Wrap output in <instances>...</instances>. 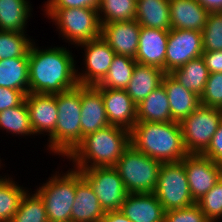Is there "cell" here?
I'll return each instance as SVG.
<instances>
[{
	"instance_id": "cell-1",
	"label": "cell",
	"mask_w": 222,
	"mask_h": 222,
	"mask_svg": "<svg viewBox=\"0 0 222 222\" xmlns=\"http://www.w3.org/2000/svg\"><path fill=\"white\" fill-rule=\"evenodd\" d=\"M71 54L64 47L39 50L32 42L28 52L29 93L54 95L76 87L78 69Z\"/></svg>"
},
{
	"instance_id": "cell-2",
	"label": "cell",
	"mask_w": 222,
	"mask_h": 222,
	"mask_svg": "<svg viewBox=\"0 0 222 222\" xmlns=\"http://www.w3.org/2000/svg\"><path fill=\"white\" fill-rule=\"evenodd\" d=\"M130 143L138 151L161 163L182 161L188 153L178 122H137L130 130Z\"/></svg>"
},
{
	"instance_id": "cell-3",
	"label": "cell",
	"mask_w": 222,
	"mask_h": 222,
	"mask_svg": "<svg viewBox=\"0 0 222 222\" xmlns=\"http://www.w3.org/2000/svg\"><path fill=\"white\" fill-rule=\"evenodd\" d=\"M130 145L128 129L108 125L87 134L67 158L73 160L75 169L115 166Z\"/></svg>"
},
{
	"instance_id": "cell-4",
	"label": "cell",
	"mask_w": 222,
	"mask_h": 222,
	"mask_svg": "<svg viewBox=\"0 0 222 222\" xmlns=\"http://www.w3.org/2000/svg\"><path fill=\"white\" fill-rule=\"evenodd\" d=\"M58 118L54 130V154L69 156L82 142L81 85L56 94Z\"/></svg>"
},
{
	"instance_id": "cell-5",
	"label": "cell",
	"mask_w": 222,
	"mask_h": 222,
	"mask_svg": "<svg viewBox=\"0 0 222 222\" xmlns=\"http://www.w3.org/2000/svg\"><path fill=\"white\" fill-rule=\"evenodd\" d=\"M161 164L130 145L114 167L128 194L154 193Z\"/></svg>"
},
{
	"instance_id": "cell-6",
	"label": "cell",
	"mask_w": 222,
	"mask_h": 222,
	"mask_svg": "<svg viewBox=\"0 0 222 222\" xmlns=\"http://www.w3.org/2000/svg\"><path fill=\"white\" fill-rule=\"evenodd\" d=\"M68 42L79 45L101 37L98 10L91 8L44 9Z\"/></svg>"
},
{
	"instance_id": "cell-7",
	"label": "cell",
	"mask_w": 222,
	"mask_h": 222,
	"mask_svg": "<svg viewBox=\"0 0 222 222\" xmlns=\"http://www.w3.org/2000/svg\"><path fill=\"white\" fill-rule=\"evenodd\" d=\"M222 120V109L200 105L180 122L183 144L188 154H202L210 145Z\"/></svg>"
},
{
	"instance_id": "cell-8",
	"label": "cell",
	"mask_w": 222,
	"mask_h": 222,
	"mask_svg": "<svg viewBox=\"0 0 222 222\" xmlns=\"http://www.w3.org/2000/svg\"><path fill=\"white\" fill-rule=\"evenodd\" d=\"M62 175L56 173L36 191L45 205L48 220L71 221L76 192V169Z\"/></svg>"
},
{
	"instance_id": "cell-9",
	"label": "cell",
	"mask_w": 222,
	"mask_h": 222,
	"mask_svg": "<svg viewBox=\"0 0 222 222\" xmlns=\"http://www.w3.org/2000/svg\"><path fill=\"white\" fill-rule=\"evenodd\" d=\"M165 211L185 208L196 203L190 193L183 163H162L154 190Z\"/></svg>"
},
{
	"instance_id": "cell-10",
	"label": "cell",
	"mask_w": 222,
	"mask_h": 222,
	"mask_svg": "<svg viewBox=\"0 0 222 222\" xmlns=\"http://www.w3.org/2000/svg\"><path fill=\"white\" fill-rule=\"evenodd\" d=\"M78 170L98 197L104 212L120 210L128 193L114 166Z\"/></svg>"
},
{
	"instance_id": "cell-11",
	"label": "cell",
	"mask_w": 222,
	"mask_h": 222,
	"mask_svg": "<svg viewBox=\"0 0 222 222\" xmlns=\"http://www.w3.org/2000/svg\"><path fill=\"white\" fill-rule=\"evenodd\" d=\"M203 54L202 32L185 29H170L165 56V73L182 67Z\"/></svg>"
},
{
	"instance_id": "cell-12",
	"label": "cell",
	"mask_w": 222,
	"mask_h": 222,
	"mask_svg": "<svg viewBox=\"0 0 222 222\" xmlns=\"http://www.w3.org/2000/svg\"><path fill=\"white\" fill-rule=\"evenodd\" d=\"M181 162L195 202L199 201L222 178V165L202 154H188Z\"/></svg>"
},
{
	"instance_id": "cell-13",
	"label": "cell",
	"mask_w": 222,
	"mask_h": 222,
	"mask_svg": "<svg viewBox=\"0 0 222 222\" xmlns=\"http://www.w3.org/2000/svg\"><path fill=\"white\" fill-rule=\"evenodd\" d=\"M77 46L85 47L86 66L84 74L76 73L78 85H98L105 78L116 53L102 37L81 43Z\"/></svg>"
},
{
	"instance_id": "cell-14",
	"label": "cell",
	"mask_w": 222,
	"mask_h": 222,
	"mask_svg": "<svg viewBox=\"0 0 222 222\" xmlns=\"http://www.w3.org/2000/svg\"><path fill=\"white\" fill-rule=\"evenodd\" d=\"M25 101L33 133H49L48 149L54 153V130L58 118L56 94L28 93Z\"/></svg>"
},
{
	"instance_id": "cell-15",
	"label": "cell",
	"mask_w": 222,
	"mask_h": 222,
	"mask_svg": "<svg viewBox=\"0 0 222 222\" xmlns=\"http://www.w3.org/2000/svg\"><path fill=\"white\" fill-rule=\"evenodd\" d=\"M140 29L135 19L101 24V37L116 54L135 59Z\"/></svg>"
},
{
	"instance_id": "cell-16",
	"label": "cell",
	"mask_w": 222,
	"mask_h": 222,
	"mask_svg": "<svg viewBox=\"0 0 222 222\" xmlns=\"http://www.w3.org/2000/svg\"><path fill=\"white\" fill-rule=\"evenodd\" d=\"M103 97L104 107L110 125L129 131L137 123V105L125 89L97 88Z\"/></svg>"
},
{
	"instance_id": "cell-17",
	"label": "cell",
	"mask_w": 222,
	"mask_h": 222,
	"mask_svg": "<svg viewBox=\"0 0 222 222\" xmlns=\"http://www.w3.org/2000/svg\"><path fill=\"white\" fill-rule=\"evenodd\" d=\"M168 34V30L141 27L136 62L158 67L165 72Z\"/></svg>"
},
{
	"instance_id": "cell-18",
	"label": "cell",
	"mask_w": 222,
	"mask_h": 222,
	"mask_svg": "<svg viewBox=\"0 0 222 222\" xmlns=\"http://www.w3.org/2000/svg\"><path fill=\"white\" fill-rule=\"evenodd\" d=\"M81 130L83 138L109 124L101 92L95 86L81 85Z\"/></svg>"
},
{
	"instance_id": "cell-19",
	"label": "cell",
	"mask_w": 222,
	"mask_h": 222,
	"mask_svg": "<svg viewBox=\"0 0 222 222\" xmlns=\"http://www.w3.org/2000/svg\"><path fill=\"white\" fill-rule=\"evenodd\" d=\"M120 212L132 222H164L165 210L154 193L127 194Z\"/></svg>"
},
{
	"instance_id": "cell-20",
	"label": "cell",
	"mask_w": 222,
	"mask_h": 222,
	"mask_svg": "<svg viewBox=\"0 0 222 222\" xmlns=\"http://www.w3.org/2000/svg\"><path fill=\"white\" fill-rule=\"evenodd\" d=\"M105 212L98 197L94 194L89 183L76 169L75 201L71 211L72 222H100Z\"/></svg>"
},
{
	"instance_id": "cell-21",
	"label": "cell",
	"mask_w": 222,
	"mask_h": 222,
	"mask_svg": "<svg viewBox=\"0 0 222 222\" xmlns=\"http://www.w3.org/2000/svg\"><path fill=\"white\" fill-rule=\"evenodd\" d=\"M167 93L172 120L180 123L200 105V97L184 88L169 73H165L161 83Z\"/></svg>"
},
{
	"instance_id": "cell-22",
	"label": "cell",
	"mask_w": 222,
	"mask_h": 222,
	"mask_svg": "<svg viewBox=\"0 0 222 222\" xmlns=\"http://www.w3.org/2000/svg\"><path fill=\"white\" fill-rule=\"evenodd\" d=\"M208 14L197 0H170L171 29L202 32Z\"/></svg>"
},
{
	"instance_id": "cell-23",
	"label": "cell",
	"mask_w": 222,
	"mask_h": 222,
	"mask_svg": "<svg viewBox=\"0 0 222 222\" xmlns=\"http://www.w3.org/2000/svg\"><path fill=\"white\" fill-rule=\"evenodd\" d=\"M164 75L165 72L158 67L136 62L132 77L125 91L132 101L138 105L153 90L161 85Z\"/></svg>"
},
{
	"instance_id": "cell-24",
	"label": "cell",
	"mask_w": 222,
	"mask_h": 222,
	"mask_svg": "<svg viewBox=\"0 0 222 222\" xmlns=\"http://www.w3.org/2000/svg\"><path fill=\"white\" fill-rule=\"evenodd\" d=\"M135 20L141 27L171 29L170 0H136Z\"/></svg>"
},
{
	"instance_id": "cell-25",
	"label": "cell",
	"mask_w": 222,
	"mask_h": 222,
	"mask_svg": "<svg viewBox=\"0 0 222 222\" xmlns=\"http://www.w3.org/2000/svg\"><path fill=\"white\" fill-rule=\"evenodd\" d=\"M169 100L161 84L137 105V122H172Z\"/></svg>"
},
{
	"instance_id": "cell-26",
	"label": "cell",
	"mask_w": 222,
	"mask_h": 222,
	"mask_svg": "<svg viewBox=\"0 0 222 222\" xmlns=\"http://www.w3.org/2000/svg\"><path fill=\"white\" fill-rule=\"evenodd\" d=\"M0 87L29 93L28 53L23 57L0 60Z\"/></svg>"
},
{
	"instance_id": "cell-27",
	"label": "cell",
	"mask_w": 222,
	"mask_h": 222,
	"mask_svg": "<svg viewBox=\"0 0 222 222\" xmlns=\"http://www.w3.org/2000/svg\"><path fill=\"white\" fill-rule=\"evenodd\" d=\"M184 88L194 92L199 97L203 94L209 71L201 57L195 58L182 67L169 73Z\"/></svg>"
},
{
	"instance_id": "cell-28",
	"label": "cell",
	"mask_w": 222,
	"mask_h": 222,
	"mask_svg": "<svg viewBox=\"0 0 222 222\" xmlns=\"http://www.w3.org/2000/svg\"><path fill=\"white\" fill-rule=\"evenodd\" d=\"M30 7L27 0H0V31L25 32Z\"/></svg>"
},
{
	"instance_id": "cell-29",
	"label": "cell",
	"mask_w": 222,
	"mask_h": 222,
	"mask_svg": "<svg viewBox=\"0 0 222 222\" xmlns=\"http://www.w3.org/2000/svg\"><path fill=\"white\" fill-rule=\"evenodd\" d=\"M135 65V59L115 54L105 78L95 87L125 89L130 82Z\"/></svg>"
},
{
	"instance_id": "cell-30",
	"label": "cell",
	"mask_w": 222,
	"mask_h": 222,
	"mask_svg": "<svg viewBox=\"0 0 222 222\" xmlns=\"http://www.w3.org/2000/svg\"><path fill=\"white\" fill-rule=\"evenodd\" d=\"M11 178L0 177V222H10L27 191Z\"/></svg>"
},
{
	"instance_id": "cell-31",
	"label": "cell",
	"mask_w": 222,
	"mask_h": 222,
	"mask_svg": "<svg viewBox=\"0 0 222 222\" xmlns=\"http://www.w3.org/2000/svg\"><path fill=\"white\" fill-rule=\"evenodd\" d=\"M0 129L12 134L33 135L25 99L18 105L0 112Z\"/></svg>"
},
{
	"instance_id": "cell-32",
	"label": "cell",
	"mask_w": 222,
	"mask_h": 222,
	"mask_svg": "<svg viewBox=\"0 0 222 222\" xmlns=\"http://www.w3.org/2000/svg\"><path fill=\"white\" fill-rule=\"evenodd\" d=\"M136 0H100L98 17L101 24L130 21L136 18ZM100 14H102L100 16ZM103 17V18H102Z\"/></svg>"
},
{
	"instance_id": "cell-33",
	"label": "cell",
	"mask_w": 222,
	"mask_h": 222,
	"mask_svg": "<svg viewBox=\"0 0 222 222\" xmlns=\"http://www.w3.org/2000/svg\"><path fill=\"white\" fill-rule=\"evenodd\" d=\"M31 41L24 32L0 31V60L25 56Z\"/></svg>"
},
{
	"instance_id": "cell-34",
	"label": "cell",
	"mask_w": 222,
	"mask_h": 222,
	"mask_svg": "<svg viewBox=\"0 0 222 222\" xmlns=\"http://www.w3.org/2000/svg\"><path fill=\"white\" fill-rule=\"evenodd\" d=\"M47 214L42 198L35 192L25 193L18 211L10 222H47Z\"/></svg>"
},
{
	"instance_id": "cell-35",
	"label": "cell",
	"mask_w": 222,
	"mask_h": 222,
	"mask_svg": "<svg viewBox=\"0 0 222 222\" xmlns=\"http://www.w3.org/2000/svg\"><path fill=\"white\" fill-rule=\"evenodd\" d=\"M202 40L203 51L222 50V12H209Z\"/></svg>"
},
{
	"instance_id": "cell-36",
	"label": "cell",
	"mask_w": 222,
	"mask_h": 222,
	"mask_svg": "<svg viewBox=\"0 0 222 222\" xmlns=\"http://www.w3.org/2000/svg\"><path fill=\"white\" fill-rule=\"evenodd\" d=\"M210 222L222 218V178L196 202Z\"/></svg>"
},
{
	"instance_id": "cell-37",
	"label": "cell",
	"mask_w": 222,
	"mask_h": 222,
	"mask_svg": "<svg viewBox=\"0 0 222 222\" xmlns=\"http://www.w3.org/2000/svg\"><path fill=\"white\" fill-rule=\"evenodd\" d=\"M200 103L222 109V73H209L204 92L200 96Z\"/></svg>"
},
{
	"instance_id": "cell-38",
	"label": "cell",
	"mask_w": 222,
	"mask_h": 222,
	"mask_svg": "<svg viewBox=\"0 0 222 222\" xmlns=\"http://www.w3.org/2000/svg\"><path fill=\"white\" fill-rule=\"evenodd\" d=\"M164 222H210L201 211L199 205L194 203L185 208L165 211Z\"/></svg>"
},
{
	"instance_id": "cell-39",
	"label": "cell",
	"mask_w": 222,
	"mask_h": 222,
	"mask_svg": "<svg viewBox=\"0 0 222 222\" xmlns=\"http://www.w3.org/2000/svg\"><path fill=\"white\" fill-rule=\"evenodd\" d=\"M100 0H47L46 9L91 8L97 9Z\"/></svg>"
},
{
	"instance_id": "cell-40",
	"label": "cell",
	"mask_w": 222,
	"mask_h": 222,
	"mask_svg": "<svg viewBox=\"0 0 222 222\" xmlns=\"http://www.w3.org/2000/svg\"><path fill=\"white\" fill-rule=\"evenodd\" d=\"M25 99V95L8 87H0V112L18 106Z\"/></svg>"
},
{
	"instance_id": "cell-41",
	"label": "cell",
	"mask_w": 222,
	"mask_h": 222,
	"mask_svg": "<svg viewBox=\"0 0 222 222\" xmlns=\"http://www.w3.org/2000/svg\"><path fill=\"white\" fill-rule=\"evenodd\" d=\"M202 155L222 165V120L217 128L216 133L211 139L210 145L202 153Z\"/></svg>"
},
{
	"instance_id": "cell-42",
	"label": "cell",
	"mask_w": 222,
	"mask_h": 222,
	"mask_svg": "<svg viewBox=\"0 0 222 222\" xmlns=\"http://www.w3.org/2000/svg\"><path fill=\"white\" fill-rule=\"evenodd\" d=\"M202 58L209 73H222V50L203 51Z\"/></svg>"
},
{
	"instance_id": "cell-43",
	"label": "cell",
	"mask_w": 222,
	"mask_h": 222,
	"mask_svg": "<svg viewBox=\"0 0 222 222\" xmlns=\"http://www.w3.org/2000/svg\"><path fill=\"white\" fill-rule=\"evenodd\" d=\"M100 222H132L120 210L105 212Z\"/></svg>"
},
{
	"instance_id": "cell-44",
	"label": "cell",
	"mask_w": 222,
	"mask_h": 222,
	"mask_svg": "<svg viewBox=\"0 0 222 222\" xmlns=\"http://www.w3.org/2000/svg\"><path fill=\"white\" fill-rule=\"evenodd\" d=\"M208 12H222V0H197Z\"/></svg>"
},
{
	"instance_id": "cell-45",
	"label": "cell",
	"mask_w": 222,
	"mask_h": 222,
	"mask_svg": "<svg viewBox=\"0 0 222 222\" xmlns=\"http://www.w3.org/2000/svg\"><path fill=\"white\" fill-rule=\"evenodd\" d=\"M47 222H72V221H69V220H63V221H53V220H48Z\"/></svg>"
}]
</instances>
